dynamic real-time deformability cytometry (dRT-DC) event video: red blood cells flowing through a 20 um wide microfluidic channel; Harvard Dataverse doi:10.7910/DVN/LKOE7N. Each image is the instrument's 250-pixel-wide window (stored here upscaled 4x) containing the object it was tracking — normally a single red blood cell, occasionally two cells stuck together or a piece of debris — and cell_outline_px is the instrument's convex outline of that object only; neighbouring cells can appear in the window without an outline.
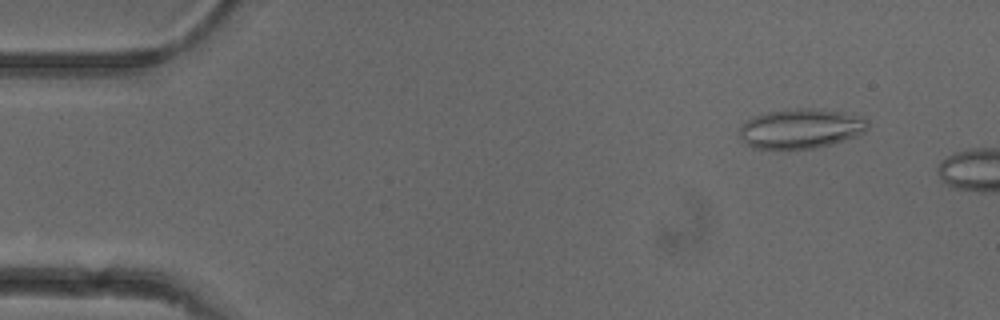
{"species": "common noctule bat (a hibernating species)", "species_latin": "Nyctalus noctula", "temperature_condition": "cold", "stored_images_in_passage": 4, "camera_frame_rate_fps": 3000, "um_per_image_px": 0.085, "animal": {"sex": "female"}, "frame": {"image": 1, "passage_image": 2, "time_ms": 0.333, "image_size_px": [1000, 320], "cell_outline_px": [[868, 128], [864, 132], [856, 136], [832, 144], [816, 148], [752, 148], [744, 144], [736, 132], [752, 116], [768, 112], [796, 108], [812, 108], [840, 112], [864, 116], [868, 120]], "centroid_in_image_um": [68.06, 10.93], "position_along_channel_um": 16.9, "area_um2": 29.82}}